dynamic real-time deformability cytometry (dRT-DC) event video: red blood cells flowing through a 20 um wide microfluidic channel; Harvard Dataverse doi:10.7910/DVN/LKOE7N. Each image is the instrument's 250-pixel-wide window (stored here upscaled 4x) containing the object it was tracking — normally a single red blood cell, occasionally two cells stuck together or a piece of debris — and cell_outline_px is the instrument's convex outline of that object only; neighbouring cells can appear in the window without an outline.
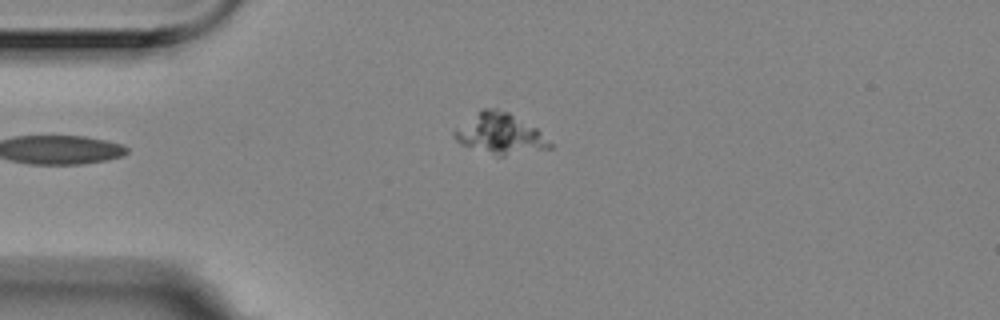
{"species": "Egyptian fruit bat (a non-hibernating species)", "species_latin": "Rousettus aegyptiacus", "temperature_condition": "room temperature", "stored_images_in_passage": 5, "camera_frame_rate_fps": 3000, "um_per_image_px": 0.085, "animal": {"sex": "female"}, "frame": {"image": 1, "passage_image": 4, "time_ms": 1.0, "image_size_px": [1000, 320], "cell_outline_px": [[552, 148], [504, 156], [496, 156], [460, 144], [456, 140], [452, 132], [456, 128], [480, 108], [496, 108], [508, 112], [536, 128], [552, 144]], "centroid_in_image_um": [42.47, 11.37], "position_along_channel_um": 42.5, "area_um2": 22.54}}